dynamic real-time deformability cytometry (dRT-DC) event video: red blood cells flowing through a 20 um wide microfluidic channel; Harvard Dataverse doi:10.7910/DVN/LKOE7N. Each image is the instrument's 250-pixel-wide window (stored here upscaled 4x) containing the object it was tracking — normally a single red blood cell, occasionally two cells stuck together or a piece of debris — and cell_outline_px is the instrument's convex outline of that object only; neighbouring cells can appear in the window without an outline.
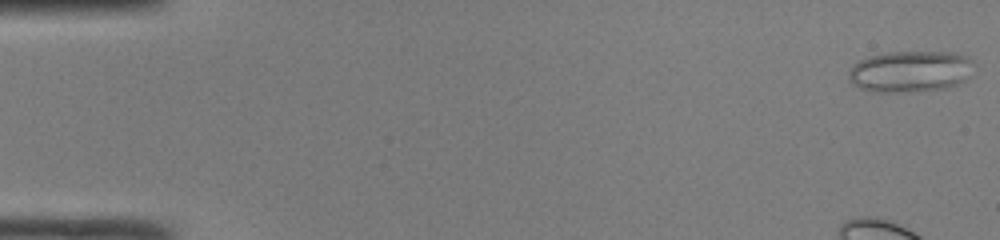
{"species": "common noctule bat (a hibernating species)", "species_latin": "Nyctalus noctula", "temperature_condition": "room temperature", "stored_images_in_passage": 48, "camera_frame_rate_fps": 3000, "um_per_image_px": 0.085, "animal": {"sex": "male", "body_mass_g": 19.0, "forearm_length_mm": 50.8}, "frame": {"image": 1, "passage_image": 1, "time_ms": 0.0, "image_size_px": [1000, 240], "cell_outline_px": [[972, 76], [956, 84], [944, 88], [888, 92], [876, 92], [860, 88], [852, 84], [848, 80], [848, 72], [852, 64], [860, 60], [872, 56], [888, 52], [956, 52], [968, 56], [972, 60]], "centroid_in_image_um": [77.37, 6.05], "position_along_channel_um": 7.6, "area_um2": 30.11}}